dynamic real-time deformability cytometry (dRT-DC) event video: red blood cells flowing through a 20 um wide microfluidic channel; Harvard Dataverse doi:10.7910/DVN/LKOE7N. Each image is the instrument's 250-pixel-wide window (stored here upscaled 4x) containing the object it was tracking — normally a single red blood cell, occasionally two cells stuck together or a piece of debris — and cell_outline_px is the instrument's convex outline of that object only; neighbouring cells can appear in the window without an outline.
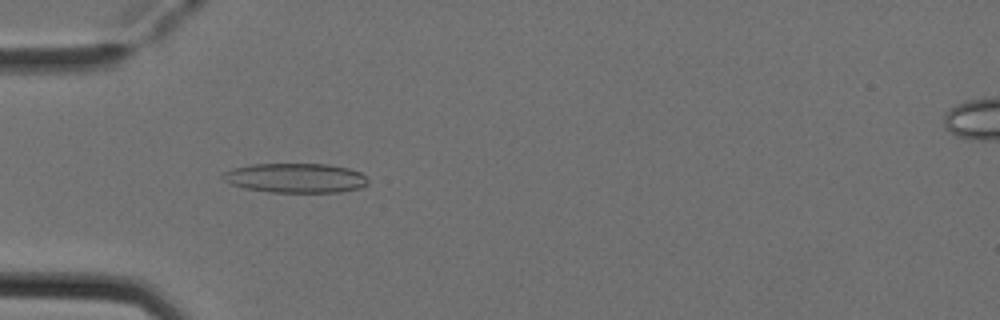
{"species": "Egyptian fruit bat (a non-hibernating species)", "species_latin": "Rousettus aegyptiacus", "temperature_condition": "cold", "stored_images_in_passage": 51, "camera_frame_rate_fps": 3000, "um_per_image_px": 0.085, "animal": {"sex": "female"}, "frame": {"image": 1, "passage_image": 15, "time_ms": 4.667, "image_size_px": [1000, 320], "cell_outline_px": [[368, 184], [360, 188], [340, 192], [268, 192], [244, 188], [232, 184], [224, 180], [220, 176], [220, 172], [232, 168], [252, 164], [328, 164], [348, 168], [360, 172], [368, 180]], "centroid_in_image_um": [25.08, 15.13], "position_along_channel_um": 59.9, "area_um2": 25.14}}
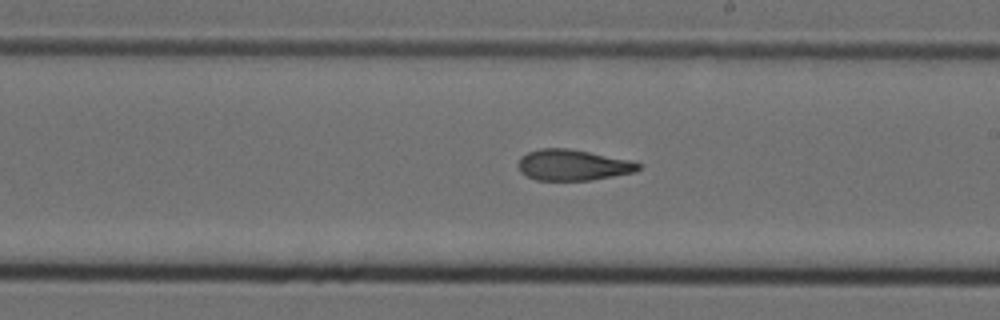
{"frame": {"image": 2, "passage_image": 29, "time_ms": 9.333, "image_size_px": [1000, 320], "cell_outline_px": [[640, 168], [636, 172], [592, 180], [536, 180], [520, 172], [516, 164], [520, 156], [528, 152], [540, 148], [568, 148], [628, 160], [640, 164]], "centroid_in_image_um": [48.64, 14.03], "position_along_channel_um": 240.4, "area_um2": 21.62}}
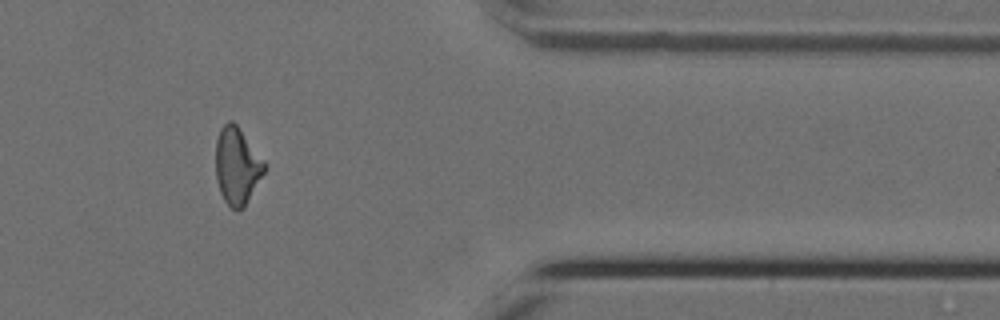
{"frame": {"image": 3, "passage_image": 42, "time_ms": 13.667, "image_size_px": [1000, 320], "cell_outline_px": [[264, 172], [244, 208], [236, 212], [224, 200], [220, 192], [216, 180], [216, 140], [220, 128], [228, 120], [232, 120], [236, 124], [264, 160]], "centroid_in_image_um": [20.13, 14.11], "position_along_channel_um": 391.3, "area_um2": 21.73}, "authors_computed_cell_mechanics": {"area_um2": 22.253, "velocity_mm_per_s": 3.9424, "shape_relaxation_time_tau1_ms": null, "shape_relaxation_time_tau2_ms": 2.7855, "deformation_change_tau1": null, "deformation_change_tau2": 0.1024}}